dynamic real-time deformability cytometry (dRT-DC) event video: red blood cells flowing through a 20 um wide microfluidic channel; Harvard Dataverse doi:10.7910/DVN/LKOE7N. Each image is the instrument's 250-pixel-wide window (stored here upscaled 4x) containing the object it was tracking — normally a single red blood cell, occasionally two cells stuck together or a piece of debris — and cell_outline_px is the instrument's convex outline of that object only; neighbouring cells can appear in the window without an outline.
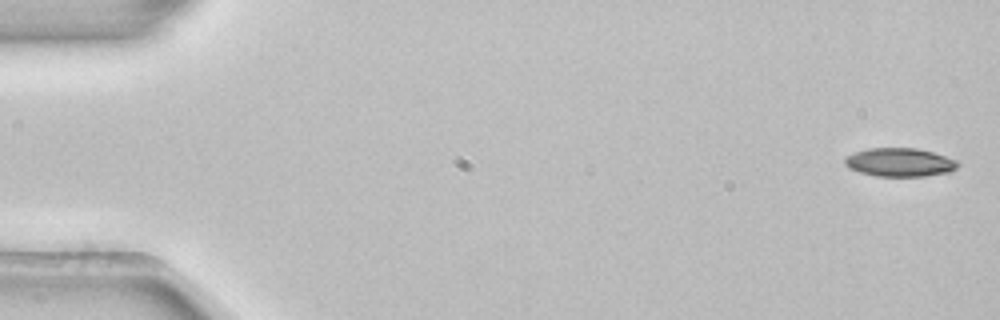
{"species": "common noctule bat (a hibernating species)", "species_latin": "Nyctalus noctula", "temperature_condition": "room temperature", "stored_images_in_passage": 5, "camera_frame_rate_fps": 3000, "um_per_image_px": 0.085, "animal": {"sex": "female", "body_mass_g": 22.7, "forearm_length_mm": 54.2}, "frame": {"image": 1, "passage_image": 1, "time_ms": 0.0, "image_size_px": [1000, 320], "cell_outline_px": [[960, 164], [956, 168], [948, 172], [924, 176], [876, 176], [860, 172], [848, 168], [844, 164], [844, 160], [848, 156], [856, 152], [868, 148], [916, 148], [932, 152], [956, 160]], "centroid_in_image_um": [76.46, 13.8], "position_along_channel_um": 8.5, "area_um2": 18.61}}
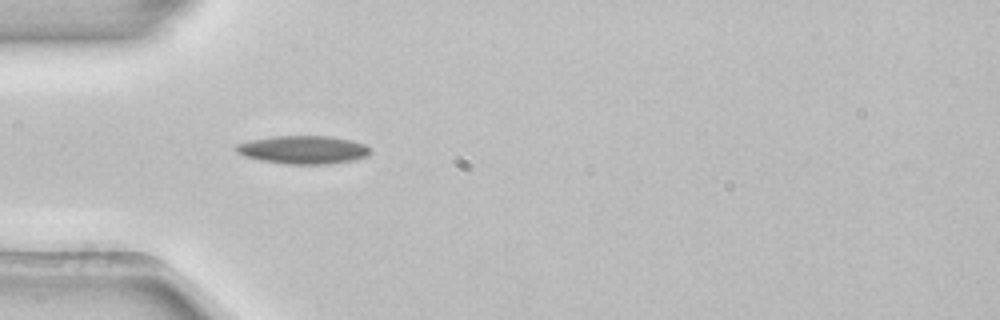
{"frame": {"image": 2, "passage_image": 5, "time_ms": 1.333, "image_size_px": [1000, 320], "cell_outline_px": [[372, 152], [368, 156], [352, 160], [328, 164], [284, 164], [260, 160], [244, 156], [236, 152], [236, 144], [252, 140], [272, 136], [332, 136], [352, 140], [364, 144]], "centroid_in_image_um": [25.78, 12.73], "position_along_channel_um": 59.2, "area_um2": 22.08}}